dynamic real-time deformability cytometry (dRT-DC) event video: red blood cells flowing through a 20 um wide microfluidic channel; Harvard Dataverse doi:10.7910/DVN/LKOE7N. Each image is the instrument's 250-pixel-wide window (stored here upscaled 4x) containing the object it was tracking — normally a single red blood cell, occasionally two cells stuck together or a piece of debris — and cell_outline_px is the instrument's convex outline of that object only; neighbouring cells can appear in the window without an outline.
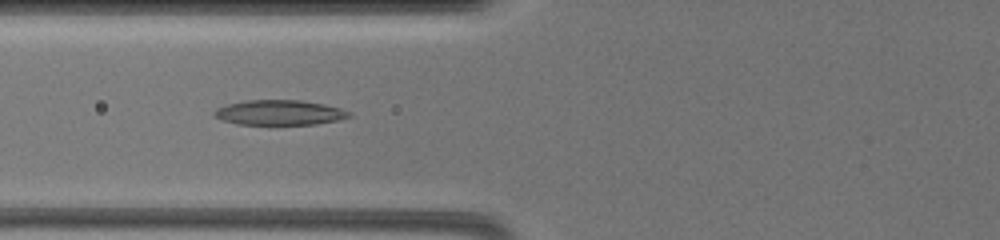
{"species": "common noctule bat (a hibernating species)", "species_latin": "Nyctalus noctula", "temperature_condition": "warm", "stored_images_in_passage": 34, "camera_frame_rate_fps": 3000, "um_per_image_px": 0.085, "animal": {"sex": "female", "body_mass_g": 19.5, "forearm_length_mm": 54.1}, "frame": {"image": 1, "passage_image": 33, "time_ms": 9.333, "image_size_px": [1000, 240], "cell_outline_px": [[352, 116], [336, 120], [316, 124], [236, 124], [212, 116], [212, 112], [216, 108], [228, 104], [248, 100], [300, 100], [324, 104], [340, 108], [352, 112]], "centroid_in_image_um": [23.74, 9.56], "position_along_channel_um": 102.1, "area_um2": 19.59}}